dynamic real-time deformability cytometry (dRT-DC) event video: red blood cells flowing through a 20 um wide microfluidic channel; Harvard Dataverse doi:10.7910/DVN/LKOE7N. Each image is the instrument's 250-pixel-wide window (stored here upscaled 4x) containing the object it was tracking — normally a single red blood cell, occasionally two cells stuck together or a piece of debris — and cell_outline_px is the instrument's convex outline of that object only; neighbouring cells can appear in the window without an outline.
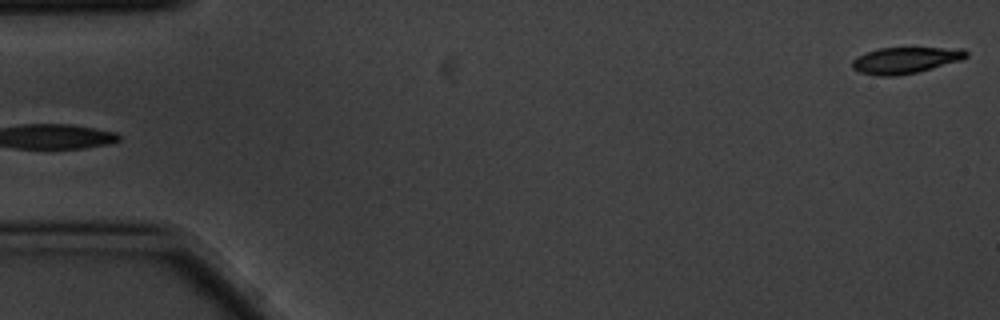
{"species": "common noctule bat (a hibernating species)", "species_latin": "Nyctalus noctula", "temperature_condition": "cold", "stored_images_in_passage": 4, "segment_of_instrument_passage": [2, 2], "camera_frame_rate_fps": 3000, "um_per_image_px": 0.085, "animal": {"sex": "male", "body_mass_g": 20.1, "forearm_length_mm": 53.5}, "frame": {"image": 1, "passage_image": 4, "time_ms": 1.0, "image_size_px": [1000, 320], "cell_outline_px": [[968, 56], [960, 60], [916, 72], [896, 76], [876, 76], [860, 72], [852, 68], [852, 60], [856, 56], [880, 48], [964, 48], [968, 52]], "centroid_in_image_um": [76.93, 5.12], "position_along_channel_um": 8.1, "area_um2": 17.34}}